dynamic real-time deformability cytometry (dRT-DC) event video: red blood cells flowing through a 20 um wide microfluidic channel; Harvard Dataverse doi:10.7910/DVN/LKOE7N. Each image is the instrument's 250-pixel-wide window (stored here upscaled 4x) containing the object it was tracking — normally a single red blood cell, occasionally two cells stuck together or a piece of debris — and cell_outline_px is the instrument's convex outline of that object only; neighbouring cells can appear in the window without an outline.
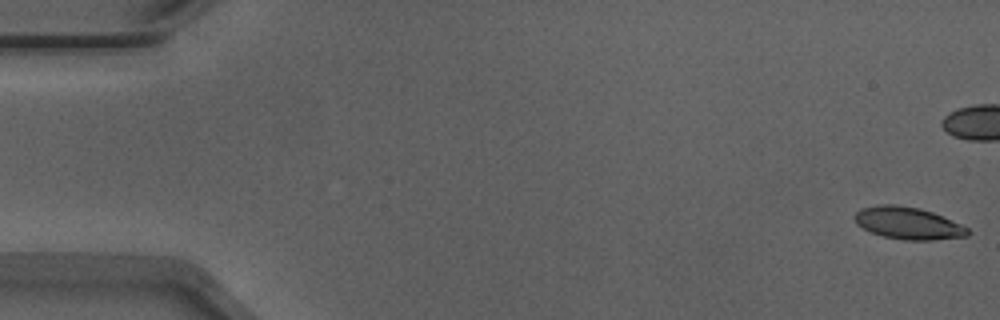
{"species": "Egyptian fruit bat (a non-hibernating species)", "species_latin": "Rousettus aegyptiacus", "temperature_condition": "warm", "stored_images_in_passage": 43, "camera_frame_rate_fps": 3000, "um_per_image_px": 0.085, "animal": {"sex": "male"}, "frame": {"image": 1, "passage_image": 1, "time_ms": 0.0, "image_size_px": [1000, 320], "cell_outline_px": [[972, 232], [968, 236], [932, 240], [904, 240], [884, 236], [872, 232], [856, 224], [852, 216], [860, 208], [876, 204], [896, 204], [920, 208], [932, 212], [960, 224], [968, 228]], "centroid_in_image_um": [77.16, 18.96], "position_along_channel_um": 7.8, "area_um2": 21.33}}
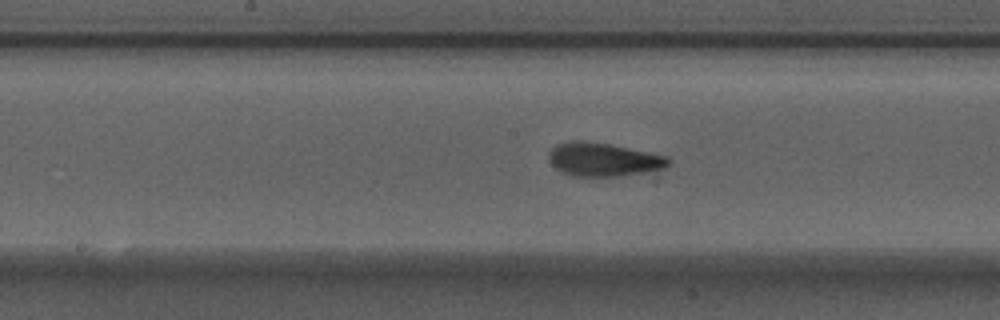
{"frame": {"image": 2, "passage_image": 27, "time_ms": 8.667, "image_size_px": [1000, 320], "cell_outline_px": [[672, 160], [664, 168], [644, 172], [616, 176], [572, 176], [560, 172], [548, 160], [548, 152], [556, 144], [576, 140], [580, 140], [608, 144], [668, 156]], "centroid_in_image_um": [51.25, 13.56], "position_along_channel_um": 197.0, "area_um2": 23.24}}
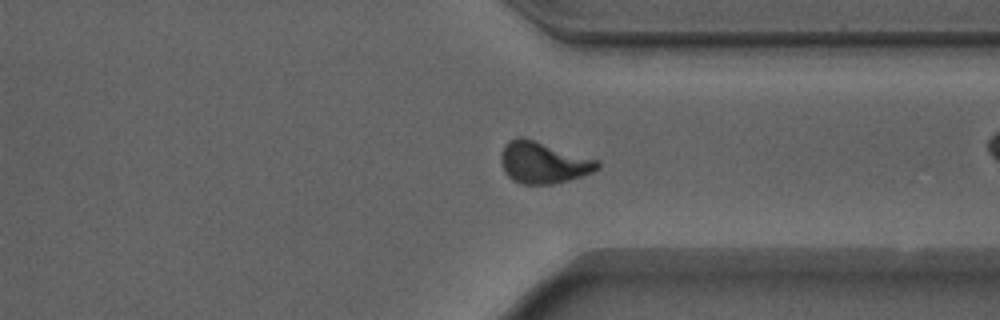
{"frame": {"image": 3, "passage_image": 40, "time_ms": 13.0, "image_size_px": [1000, 320], "cell_outline_px": [[600, 168], [592, 172], [568, 180], [552, 184], [520, 184], [512, 180], [504, 172], [500, 160], [500, 156], [504, 144], [508, 140], [516, 136], [524, 136], [600, 160]], "centroid_in_image_um": [46.16, 13.79], "position_along_channel_um": 365.2, "area_um2": 23.87}, "authors_computed_cell_mechanics": {"area_um2": 22.6576, "velocity_mm_per_s": 3.8939, "shape_relaxation_time_tau1_ms": 4.3535, "shape_relaxation_time_tau2_ms": 1.334, "deformation_change_tau1": 0.1744, "deformation_change_tau2": 0.0795}}